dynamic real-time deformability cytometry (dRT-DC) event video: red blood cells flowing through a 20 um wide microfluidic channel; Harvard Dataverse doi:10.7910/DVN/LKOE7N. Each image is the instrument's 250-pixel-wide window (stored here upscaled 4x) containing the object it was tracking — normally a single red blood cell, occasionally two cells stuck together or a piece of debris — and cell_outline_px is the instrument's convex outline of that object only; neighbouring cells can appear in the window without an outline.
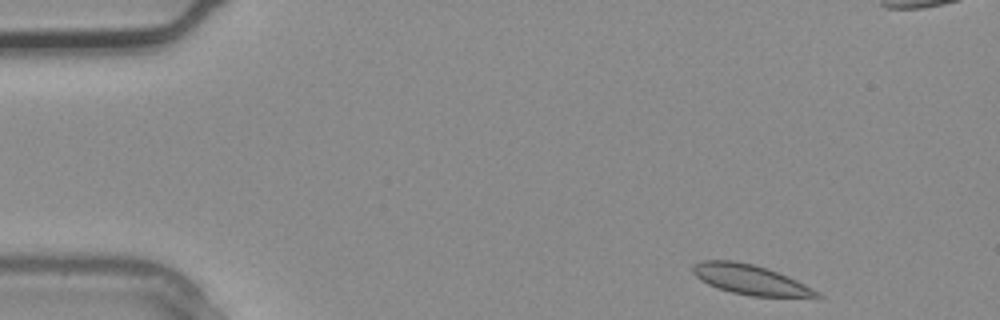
{"species": "common noctule bat (a hibernating species)", "species_latin": "Nyctalus noctula", "temperature_condition": "warm", "stored_images_in_passage": 5, "camera_frame_rate_fps": 3000, "um_per_image_px": 0.085, "animal": {"sex": "male", "body_mass_g": 20.4}, "frame": {"image": 1, "passage_image": 1, "time_ms": 0.0, "image_size_px": [1000, 320], "cell_outline_px": [[824, 296], [752, 296], [732, 292], [716, 288], [700, 280], [692, 272], [692, 264], [700, 260], [732, 260], [752, 264], [768, 268], [788, 276], [820, 292]], "centroid_in_image_um": [63.7, 23.74], "position_along_channel_um": 21.3, "area_um2": 21.44}}
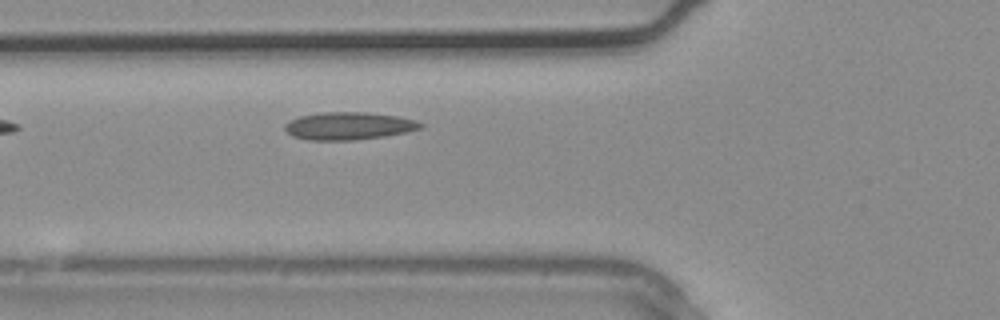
{"frame": {"image": 2, "passage_image": 5, "time_ms": 1.333, "image_size_px": [1000, 320], "cell_outline_px": [[424, 124], [420, 128], [408, 132], [384, 136], [352, 140], [308, 140], [292, 136], [284, 128], [284, 124], [288, 120], [300, 116], [320, 112], [368, 112], [396, 116], [416, 120]], "centroid_in_image_um": [29.61, 10.7], "position_along_channel_um": 96.2, "area_um2": 21.91}}